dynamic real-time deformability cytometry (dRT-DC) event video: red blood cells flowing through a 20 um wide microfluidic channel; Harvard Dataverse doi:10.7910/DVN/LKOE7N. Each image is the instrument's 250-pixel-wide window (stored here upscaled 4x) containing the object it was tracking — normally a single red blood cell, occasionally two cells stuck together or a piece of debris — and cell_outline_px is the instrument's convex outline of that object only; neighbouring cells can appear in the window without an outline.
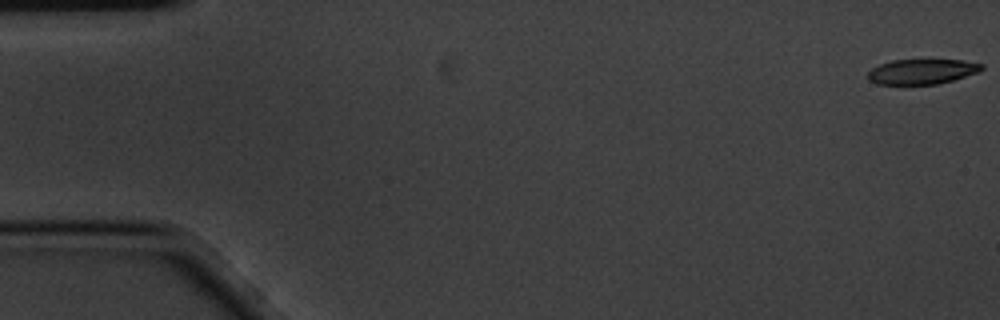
{"species": "common noctule bat (a hibernating species)", "species_latin": "Nyctalus noctula", "temperature_condition": "cold", "stored_images_in_passage": 15, "camera_frame_rate_fps": 3000, "um_per_image_px": 0.085, "animal": {"sex": "male", "body_mass_g": 20.1, "forearm_length_mm": 53.5}, "frame": {"image": 1, "passage_image": 1, "time_ms": 0.0, "image_size_px": [1000, 320], "cell_outline_px": [[984, 68], [976, 72], [952, 80], [936, 84], [876, 84], [868, 80], [868, 72], [872, 68], [880, 64], [892, 60], [960, 60], [984, 64]], "centroid_in_image_um": [78.33, 6.08], "position_along_channel_um": 6.7, "area_um2": 16.42}}
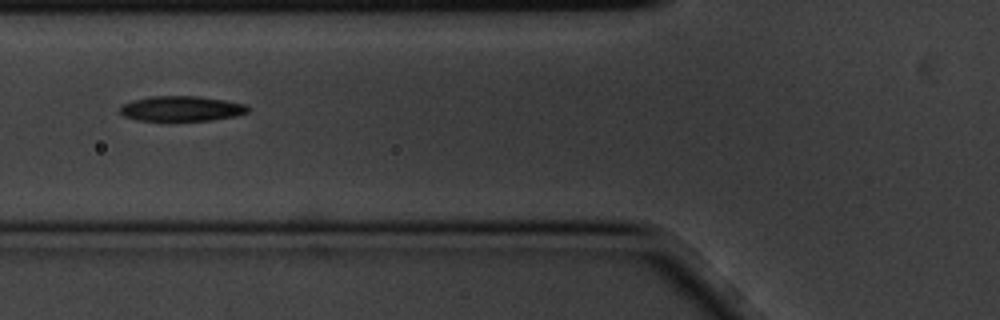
{"frame": {"image": 2, "passage_image": 6, "time_ms": 1.667, "image_size_px": [1000, 320], "cell_outline_px": [[248, 112], [236, 116], [212, 120], [136, 120], [124, 116], [120, 112], [120, 104], [132, 100], [152, 96], [196, 96], [224, 100], [244, 104], [248, 108]], "centroid_in_image_um": [15.38, 9.23], "position_along_channel_um": 110.4, "area_um2": 18.61}}
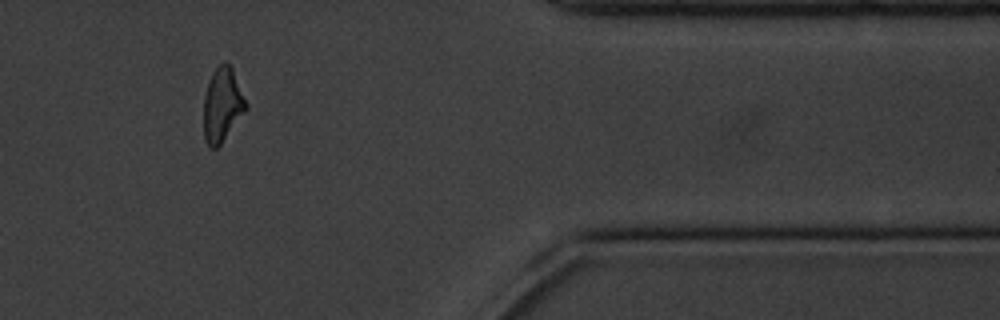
{"frame": {"image": 3, "passage_image": 13, "time_ms": 4.0, "image_size_px": [1000, 320], "cell_outline_px": [[248, 108], [220, 144], [216, 148], [212, 148], [204, 140], [204, 96], [212, 72], [216, 64], [224, 60], [232, 68], [248, 104]], "centroid_in_image_um": [18.9, 8.87], "position_along_channel_um": 392.5, "area_um2": 18.26}}